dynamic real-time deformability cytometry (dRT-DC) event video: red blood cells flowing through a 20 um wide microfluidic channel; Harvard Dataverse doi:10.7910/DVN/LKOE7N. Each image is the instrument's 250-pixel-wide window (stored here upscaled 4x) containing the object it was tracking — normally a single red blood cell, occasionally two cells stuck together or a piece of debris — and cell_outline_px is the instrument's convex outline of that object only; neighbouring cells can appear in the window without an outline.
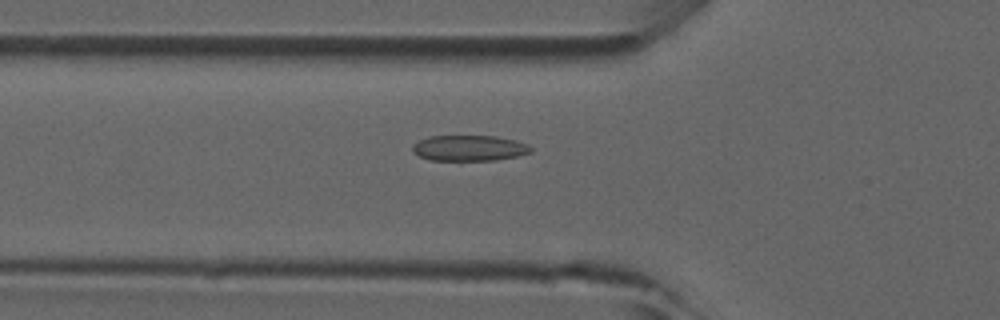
{"species": "common noctule bat (a hibernating species)", "species_latin": "Nyctalus noctula", "temperature_condition": "room temperature", "stored_images_in_passage": 38, "camera_frame_rate_fps": 3000, "um_per_image_px": 0.085, "animal": {"sex": "male", "forearm_length_mm": 52.5}, "frame": {"image": 1, "passage_image": 6, "time_ms": 1.667, "image_size_px": [1000, 320], "cell_outline_px": [[532, 152], [516, 156], [496, 160], [428, 160], [412, 152], [412, 144], [428, 136], [496, 136], [516, 140], [528, 144], [532, 148]], "centroid_in_image_um": [39.88, 12.58], "position_along_channel_um": 85.9, "area_um2": 17.8}}